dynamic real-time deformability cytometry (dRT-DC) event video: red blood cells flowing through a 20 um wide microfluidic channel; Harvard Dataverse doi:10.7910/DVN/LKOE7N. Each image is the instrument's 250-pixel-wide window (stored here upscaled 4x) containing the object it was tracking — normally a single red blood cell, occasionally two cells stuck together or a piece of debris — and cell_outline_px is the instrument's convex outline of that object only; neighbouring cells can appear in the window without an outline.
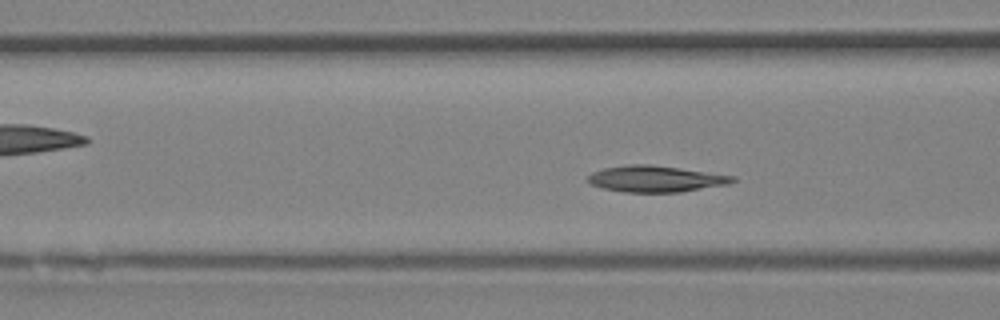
{"species": "Egyptian fruit bat (a non-hibernating species)", "species_latin": "Rousettus aegyptiacus", "temperature_condition": "room temperature", "stored_images_in_passage": 5, "camera_frame_rate_fps": 3000, "um_per_image_px": 0.085, "animal": {"sex": "female"}, "frame": {"image": 1, "passage_image": 5, "time_ms": 1.333, "image_size_px": [1000, 320], "cell_outline_px": [[736, 180], [728, 184], [680, 192], [624, 192], [604, 188], [592, 184], [588, 180], [588, 176], [592, 172], [604, 168], [628, 164], [648, 164], [680, 168], [736, 176]], "centroid_in_image_um": [55.74, 15.2], "position_along_channel_um": 110.9, "area_um2": 22.02}}